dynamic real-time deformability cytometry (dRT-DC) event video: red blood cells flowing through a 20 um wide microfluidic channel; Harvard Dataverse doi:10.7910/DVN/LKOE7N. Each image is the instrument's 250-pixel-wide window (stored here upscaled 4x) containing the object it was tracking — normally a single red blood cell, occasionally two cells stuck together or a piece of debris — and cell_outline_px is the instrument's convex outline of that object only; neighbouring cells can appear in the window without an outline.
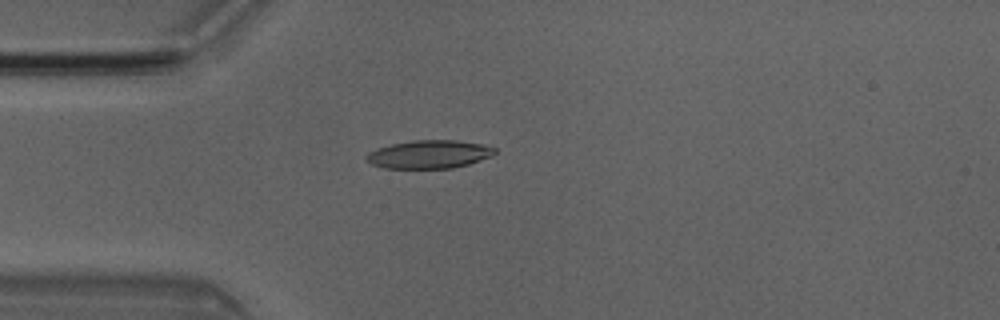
{"species": "Egyptian fruit bat (a non-hibernating species)", "species_latin": "Rousettus aegyptiacus", "temperature_condition": "room temperature", "stored_images_in_passage": 6, "camera_frame_rate_fps": 3000, "um_per_image_px": 0.085, "animal": {"sex": "male"}, "frame": {"image": 1, "passage_image": 4, "time_ms": 1.0, "image_size_px": [1000, 320], "cell_outline_px": [[496, 152], [492, 156], [468, 164], [452, 168], [384, 168], [372, 164], [364, 160], [364, 156], [368, 152], [376, 148], [392, 144], [412, 140], [456, 140], [484, 144], [496, 148]], "centroid_in_image_um": [36.46, 13.11], "position_along_channel_um": 48.5, "area_um2": 21.27}}